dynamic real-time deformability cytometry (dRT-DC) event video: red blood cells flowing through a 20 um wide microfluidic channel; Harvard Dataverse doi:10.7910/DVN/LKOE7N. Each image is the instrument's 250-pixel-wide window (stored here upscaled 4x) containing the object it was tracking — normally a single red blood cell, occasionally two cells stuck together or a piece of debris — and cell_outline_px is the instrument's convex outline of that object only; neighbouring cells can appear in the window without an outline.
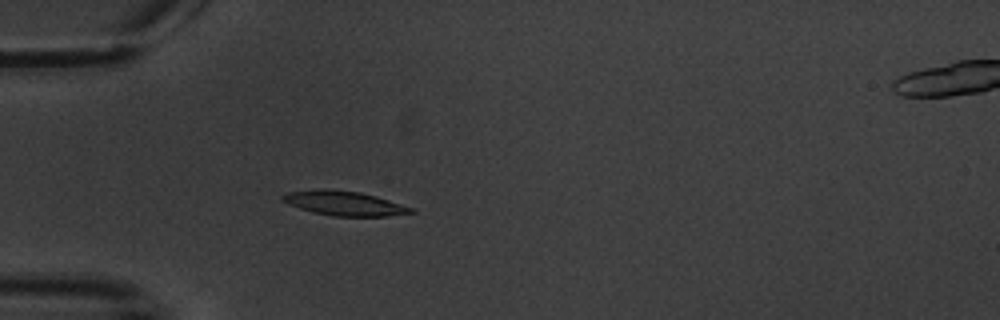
{"species": "common noctule bat (a hibernating species)", "species_latin": "Nyctalus noctula", "temperature_condition": "warm", "stored_images_in_passage": 1, "camera_frame_rate_fps": 3000, "um_per_image_px": 0.085, "animal": {"sex": "male", "body_mass_g": 20.1, "forearm_length_mm": 53.5}, "frame": {"image": 1, "passage_image": 1, "time_ms": 0.0, "image_size_px": [1000, 320], "cell_outline_px": [[416, 212], [388, 216], [332, 216], [312, 212], [288, 204], [280, 200], [280, 196], [284, 192], [324, 188], [360, 192], [376, 196], [412, 208]], "centroid_in_image_um": [29.18, 17.27], "position_along_channel_um": 55.8, "area_um2": 18.38}}